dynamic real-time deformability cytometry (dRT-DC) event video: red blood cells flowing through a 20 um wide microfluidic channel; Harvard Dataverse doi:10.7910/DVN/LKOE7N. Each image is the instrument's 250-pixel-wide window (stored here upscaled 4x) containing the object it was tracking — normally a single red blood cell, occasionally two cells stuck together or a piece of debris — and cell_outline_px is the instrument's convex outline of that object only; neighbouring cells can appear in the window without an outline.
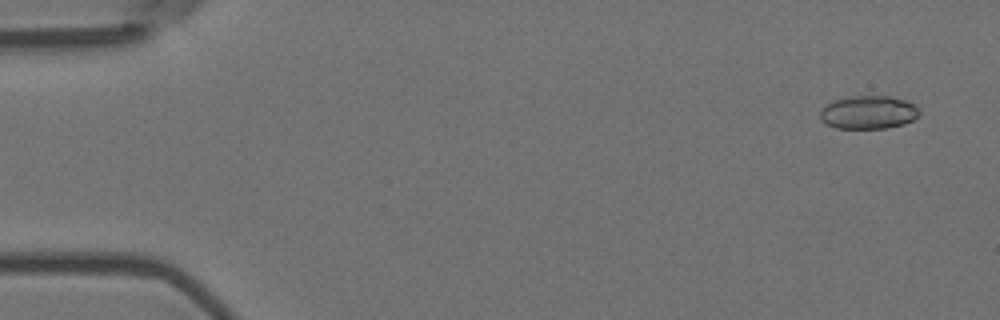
{"species": "Egyptian fruit bat (a non-hibernating species)", "species_latin": "Rousettus aegyptiacus", "temperature_condition": "room temperature", "stored_images_in_passage": 5, "camera_frame_rate_fps": 3000, "um_per_image_px": 0.085, "animal": {"sex": "female"}, "frame": {"image": 1, "passage_image": 1, "time_ms": 0.0, "image_size_px": [1000, 320], "cell_outline_px": [[920, 112], [912, 120], [904, 124], [888, 128], [836, 128], [820, 120], [820, 112], [828, 104], [836, 100], [852, 96], [892, 96], [904, 100], [912, 104]], "centroid_in_image_um": [73.81, 9.55], "position_along_channel_um": 11.2, "area_um2": 18.9}}
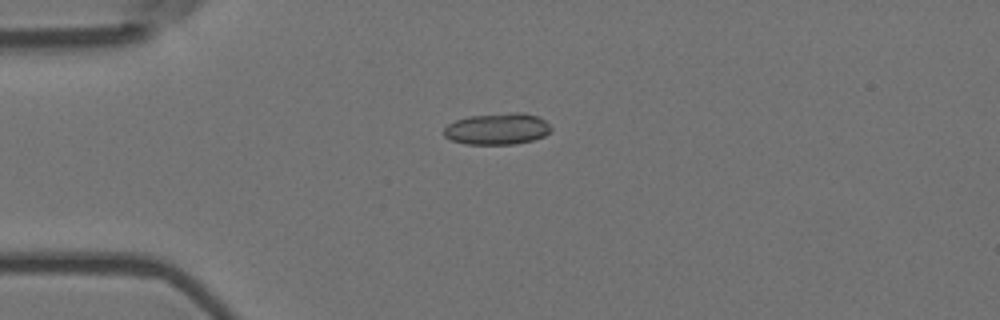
{"frame": {"image": 2, "passage_image": 4, "time_ms": 1.0, "image_size_px": [1000, 320], "cell_outline_px": [[552, 128], [544, 136], [532, 140], [516, 144], [464, 144], [452, 140], [444, 136], [444, 128], [448, 124], [456, 120], [468, 116], [516, 112], [524, 112], [540, 116]], "centroid_in_image_um": [42.28, 10.95], "position_along_channel_um": 42.7, "area_um2": 19.71}}